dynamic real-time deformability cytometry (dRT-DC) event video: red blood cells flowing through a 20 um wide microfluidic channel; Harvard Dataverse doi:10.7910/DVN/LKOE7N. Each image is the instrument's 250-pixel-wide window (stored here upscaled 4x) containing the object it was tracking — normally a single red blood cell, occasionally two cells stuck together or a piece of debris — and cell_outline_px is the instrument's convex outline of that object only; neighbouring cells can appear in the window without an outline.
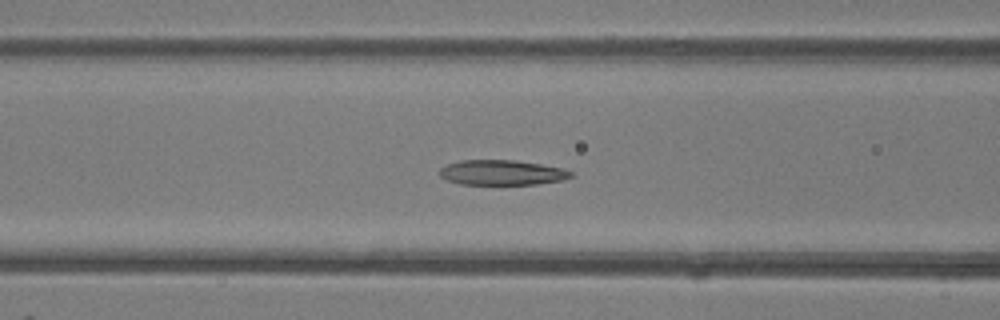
{"species": "common noctule bat (a hibernating species)", "species_latin": "Nyctalus noctula", "temperature_condition": "room temperature", "stored_images_in_passage": 48, "camera_frame_rate_fps": 3000, "um_per_image_px": 0.085, "animal": {"sex": "female"}, "frame": {"image": 1, "passage_image": 19, "time_ms": 6.0, "image_size_px": [1000, 320], "cell_outline_px": [[572, 176], [564, 180], [536, 184], [460, 184], [448, 180], [440, 176], [440, 168], [448, 164], [460, 160], [516, 160], [564, 168], [572, 172]], "centroid_in_image_um": [42.68, 14.66], "position_along_channel_um": 123.9, "area_um2": 19.13}}
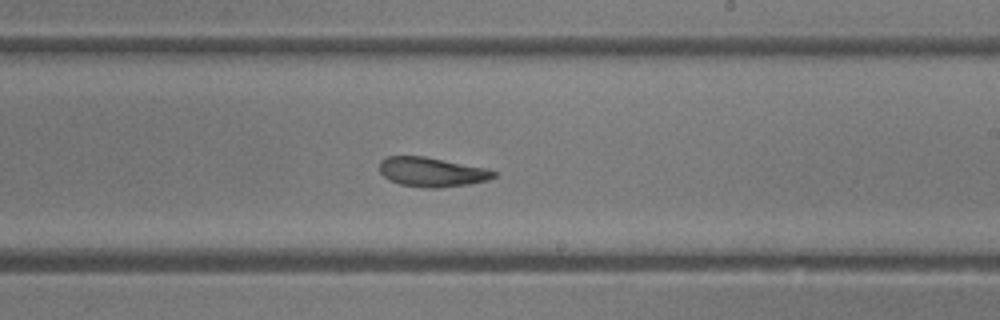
{"frame": {"image": 2, "passage_image": 28, "time_ms": 9.0, "image_size_px": [1000, 320], "cell_outline_px": [[496, 176], [488, 180], [468, 184], [440, 188], [424, 188], [400, 184], [388, 180], [380, 172], [380, 160], [388, 156], [424, 156], [488, 168], [496, 172]], "centroid_in_image_um": [36.71, 14.62], "position_along_channel_um": 252.3, "area_um2": 19.71}}
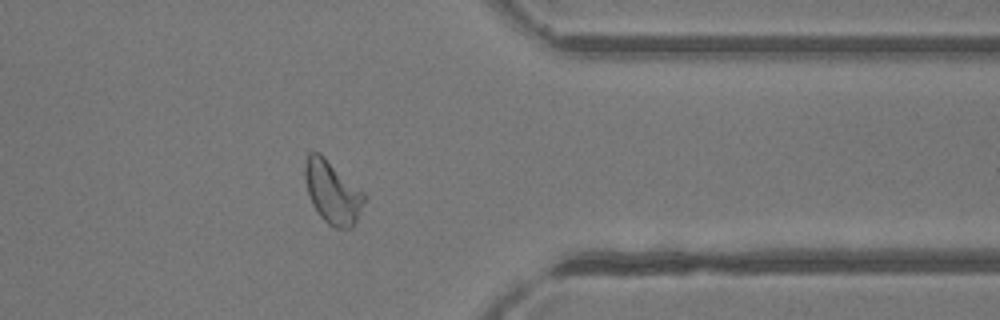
{"frame": {"image": 3, "passage_image": 38, "time_ms": 12.333, "image_size_px": [1000, 320], "cell_outline_px": [[368, 196], [352, 228], [336, 228], [328, 224], [320, 216], [312, 204], [308, 192], [304, 176], [304, 164], [308, 152], [320, 152], [364, 192]], "centroid_in_image_um": [28.26, 16.32], "position_along_channel_um": 383.1, "area_um2": 21.79}, "authors_computed_cell_mechanics": {"area_um2": 21.6172, "velocity_mm_per_s": 4.2867, "shape_relaxation_time_tau1_ms": null, "shape_relaxation_time_tau2_ms": 3.2433, "deformation_change_tau1": null, "deformation_change_tau2": 0.1247}}